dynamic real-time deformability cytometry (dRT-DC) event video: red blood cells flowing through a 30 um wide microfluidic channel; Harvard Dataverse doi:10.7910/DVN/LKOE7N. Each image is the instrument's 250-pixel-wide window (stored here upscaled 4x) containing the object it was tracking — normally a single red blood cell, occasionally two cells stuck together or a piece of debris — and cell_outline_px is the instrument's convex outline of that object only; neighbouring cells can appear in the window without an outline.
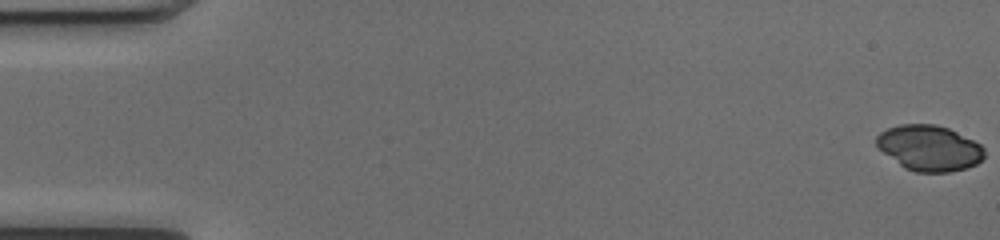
{"species": "common noctule bat (a hibernating species)", "species_latin": "Nyctalus noctula", "temperature_condition": "cold", "stored_images_in_passage": 52, "camera_frame_rate_fps": 3000, "um_per_image_px": 0.085, "animal": {"sex": "female", "body_mass_g": 17.0, "forearm_length_mm": 48.0}, "frame": {"image": 1, "passage_image": 1, "time_ms": 0.0, "image_size_px": [1000, 240], "cell_outline_px": [[984, 156], [976, 164], [968, 168], [948, 172], [916, 172], [904, 168], [876, 148], [876, 136], [880, 132], [888, 128], [900, 124], [936, 124], [948, 128], [980, 144], [984, 148]], "centroid_in_image_um": [78.95, 12.58], "position_along_channel_um": 6.1, "area_um2": 28.73}}
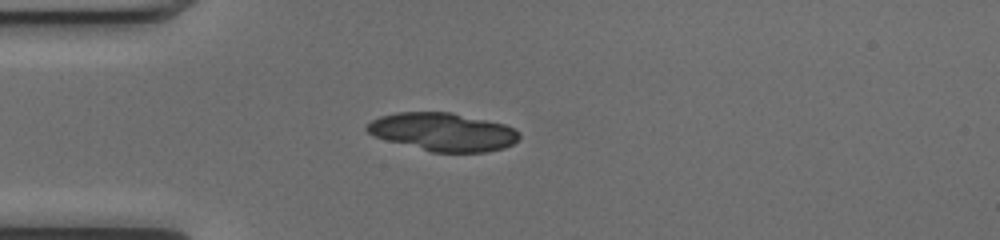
{"frame": {"image": 2, "passage_image": 15, "time_ms": 4.667, "image_size_px": [1000, 240], "cell_outline_px": [[520, 136], [512, 144], [504, 148], [484, 152], [432, 152], [388, 140], [376, 136], [368, 132], [364, 128], [372, 120], [380, 116], [396, 112], [452, 112], [504, 124], [516, 128], [520, 132]], "centroid_in_image_um": [37.68, 11.2], "position_along_channel_um": 47.3, "area_um2": 33.7}}